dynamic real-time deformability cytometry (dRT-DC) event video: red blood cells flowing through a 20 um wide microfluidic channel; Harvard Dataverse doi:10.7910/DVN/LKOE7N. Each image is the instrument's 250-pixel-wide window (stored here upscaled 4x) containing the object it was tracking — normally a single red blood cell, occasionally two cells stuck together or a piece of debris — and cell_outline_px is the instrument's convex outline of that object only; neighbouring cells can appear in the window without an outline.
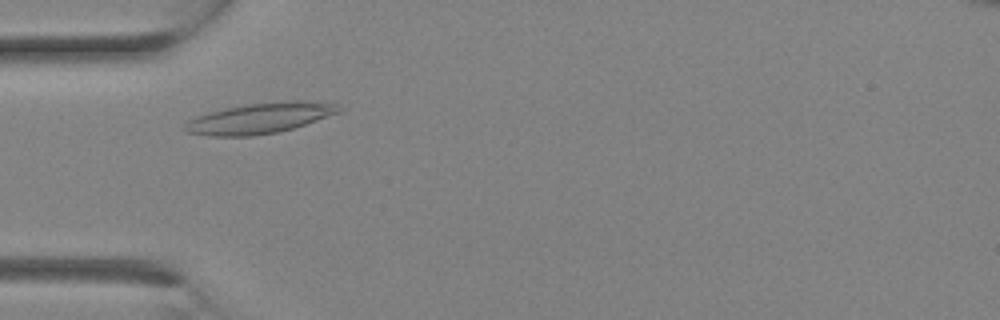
{"species": "Egyptian fruit bat (a non-hibernating species)", "species_latin": "Rousettus aegyptiacus", "temperature_condition": "room temperature", "stored_images_in_passage": 8, "camera_frame_rate_fps": 3000, "um_per_image_px": 0.085, "animal": {"sex": "female"}, "frame": {"image": 1, "passage_image": 5, "time_ms": 1.333, "image_size_px": [1000, 320], "cell_outline_px": [[340, 112], [292, 128], [276, 132], [252, 136], [208, 136], [188, 132], [184, 128], [184, 124], [188, 120], [196, 116], [208, 112], [228, 108], [252, 104], [292, 100], [304, 100], [336, 104], [340, 108]], "centroid_in_image_um": [22.05, 10.05], "position_along_channel_um": 62.9, "area_um2": 26.93}}
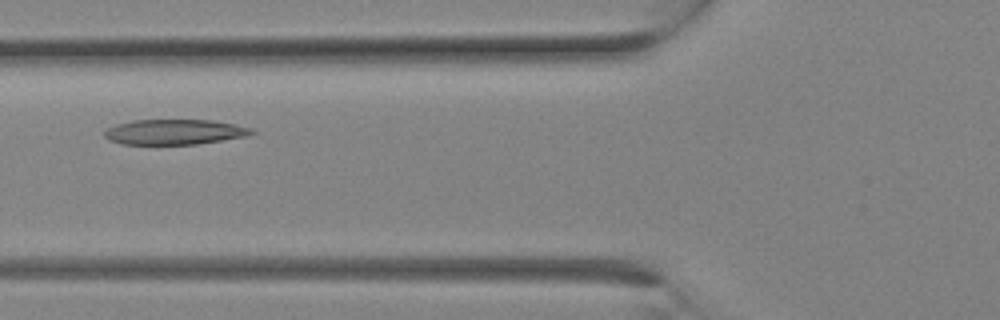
{"frame": {"image": 2, "passage_image": 7, "time_ms": 2.0, "image_size_px": [1000, 320], "cell_outline_px": [[256, 132], [244, 136], [196, 144], [120, 144], [108, 140], [104, 136], [104, 132], [108, 128], [116, 124], [132, 120], [212, 120], [252, 128]], "centroid_in_image_um": [14.77, 11.21], "position_along_channel_um": 111.0, "area_um2": 21.44}}